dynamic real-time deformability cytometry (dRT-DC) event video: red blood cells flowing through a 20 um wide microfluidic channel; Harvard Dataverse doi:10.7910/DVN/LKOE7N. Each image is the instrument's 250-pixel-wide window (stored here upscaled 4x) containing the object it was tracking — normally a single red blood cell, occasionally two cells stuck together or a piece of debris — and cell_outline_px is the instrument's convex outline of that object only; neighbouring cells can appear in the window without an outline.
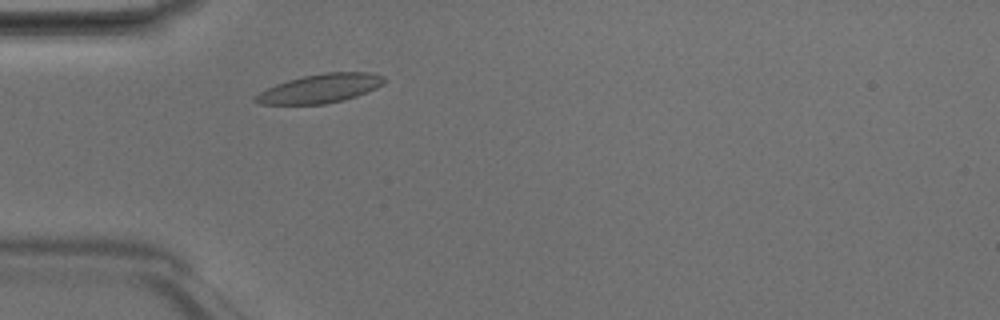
{"species": "Egyptian fruit bat (a non-hibernating species)", "species_latin": "Rousettus aegyptiacus", "temperature_condition": "room temperature", "stored_images_in_passage": 40, "camera_frame_rate_fps": 3000, "um_per_image_px": 0.085, "animal": {"sex": "male"}, "frame": {"image": 1, "passage_image": 6, "time_ms": 1.667, "image_size_px": [1000, 320], "cell_outline_px": [[388, 80], [384, 84], [376, 88], [356, 96], [344, 100], [324, 104], [260, 104], [252, 100], [252, 96], [276, 84], [288, 80], [304, 76], [324, 72], [368, 72], [384, 76]], "centroid_in_image_um": [27.23, 7.52], "position_along_channel_um": 57.8, "area_um2": 21.73}}
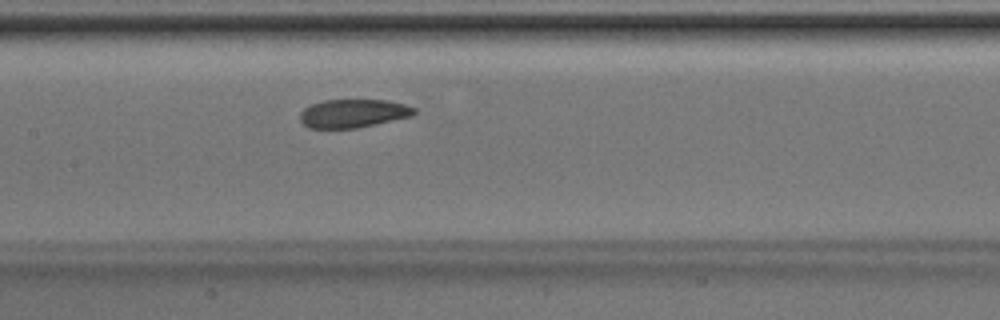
{"frame": {"image": 2, "passage_image": 15, "time_ms": 4.667, "image_size_px": [1000, 320], "cell_outline_px": [[416, 112], [412, 116], [356, 128], [308, 128], [300, 120], [300, 112], [304, 108], [312, 104], [324, 100], [388, 100], [404, 104], [416, 108]], "centroid_in_image_um": [30.02, 9.63], "position_along_channel_um": 177.4, "area_um2": 18.84}}
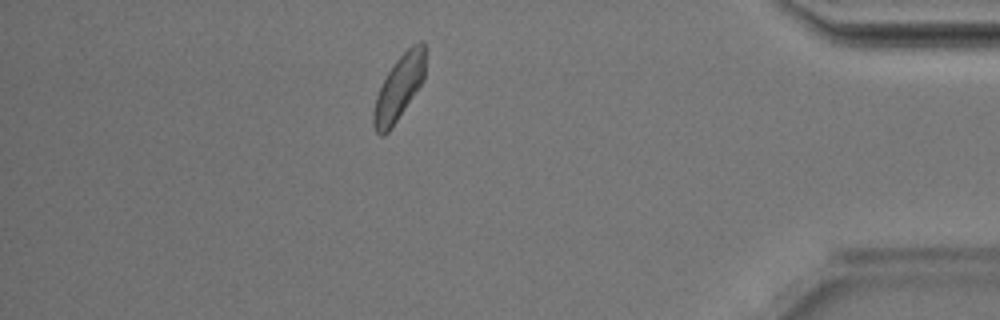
{"frame": {"image": 3, "passage_image": 34, "time_ms": 11.0, "image_size_px": [1000, 320], "cell_outline_px": [[424, 80], [388, 132], [384, 136], [380, 136], [376, 132], [372, 124], [372, 112], [376, 96], [392, 64], [412, 44], [424, 40]], "centroid_in_image_um": [33.88, 7.47], "position_along_channel_um": 401.3, "area_um2": 19.25}, "authors_computed_cell_mechanics": {"area_um2": 19.7676, "velocity_mm_per_s": 4.1493, "shape_relaxation_time_tau1_ms": 5.3761, "shape_relaxation_time_tau2_ms": 2.1091, "deformation_change_tau1": 0.1233, "deformation_change_tau2": 0.0752}}